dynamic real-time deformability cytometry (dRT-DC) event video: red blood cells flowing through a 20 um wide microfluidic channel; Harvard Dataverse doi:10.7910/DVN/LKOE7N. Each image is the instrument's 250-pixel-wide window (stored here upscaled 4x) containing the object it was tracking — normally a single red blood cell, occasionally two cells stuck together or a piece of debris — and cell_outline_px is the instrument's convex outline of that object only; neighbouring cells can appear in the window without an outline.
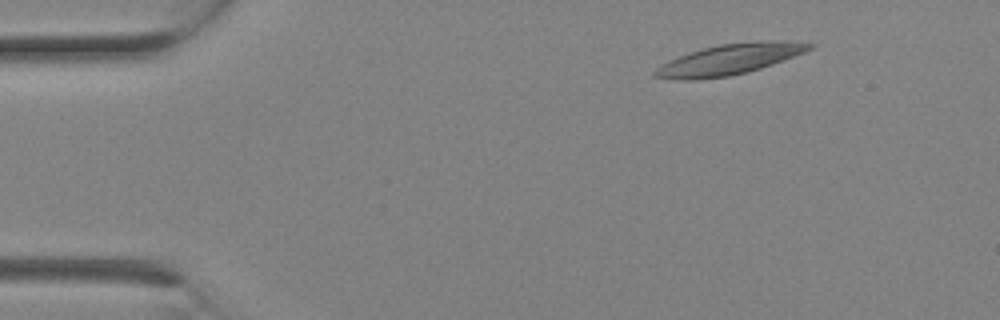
{"species": "Egyptian fruit bat (a non-hibernating species)", "species_latin": "Rousettus aegyptiacus", "temperature_condition": "room temperature", "stored_images_in_passage": 2, "camera_frame_rate_fps": 3000, "um_per_image_px": 0.085, "animal": {"sex": "female"}, "frame": {"image": 1, "passage_image": 2, "time_ms": 0.333, "image_size_px": [1000, 320], "cell_outline_px": [[816, 44], [812, 48], [804, 52], [772, 64], [748, 72], [728, 76], [696, 80], [676, 80], [652, 76], [652, 72], [656, 68], [668, 60], [704, 48], [720, 44]], "centroid_in_image_um": [61.76, 5.15], "position_along_channel_um": 23.2, "area_um2": 25.78}}